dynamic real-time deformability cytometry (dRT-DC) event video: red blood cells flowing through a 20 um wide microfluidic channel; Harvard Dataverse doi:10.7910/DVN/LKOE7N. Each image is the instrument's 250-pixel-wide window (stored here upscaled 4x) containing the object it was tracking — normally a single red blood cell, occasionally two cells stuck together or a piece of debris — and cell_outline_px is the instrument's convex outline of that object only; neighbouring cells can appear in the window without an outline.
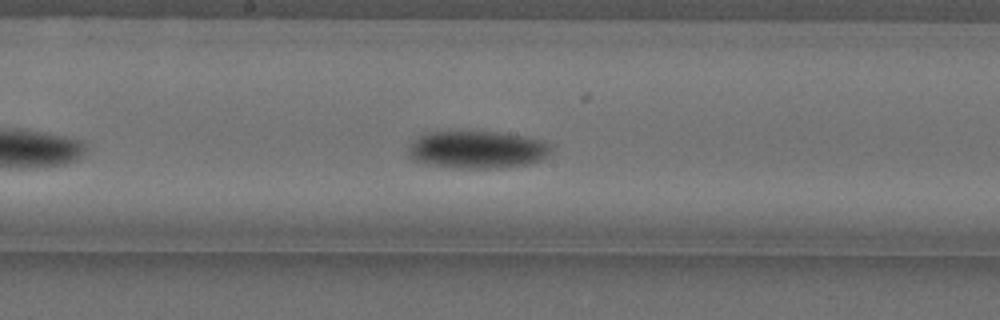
{"species": "Egyptian fruit bat (a non-hibernating species)", "species_latin": "Rousettus aegyptiacus", "temperature_condition": "cold", "stored_images_in_passage": 30, "camera_frame_rate_fps": 3000, "um_per_image_px": 0.085, "animal": {"sex": "female"}, "frame": {"image": 1, "passage_image": 12, "time_ms": 3.667, "image_size_px": [1000, 320], "cell_outline_px": [[548, 152], [540, 160], [528, 164], [492, 168], [460, 168], [428, 164], [416, 160], [408, 152], [408, 148], [420, 136], [428, 132], [456, 128], [460, 128], [504, 132], [544, 140], [548, 144]], "centroid_in_image_um": [40.53, 12.65], "position_along_channel_um": 207.7, "area_um2": 31.73}}
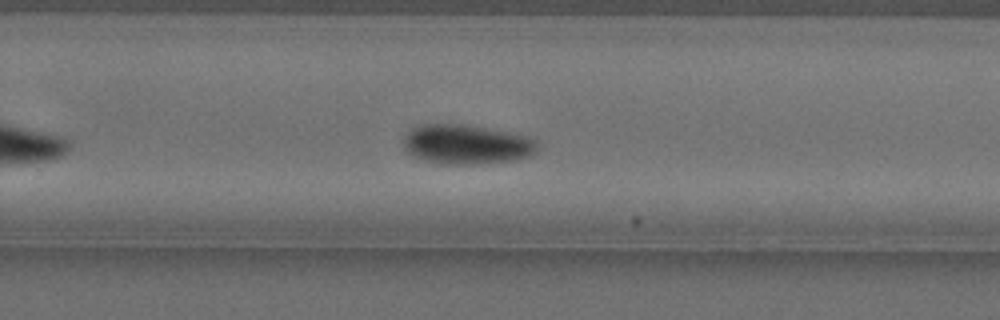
{"frame": {"image": 2, "passage_image": 19, "time_ms": 6.0, "image_size_px": [1000, 320], "cell_outline_px": [[536, 152], [528, 156], [516, 160], [480, 164], [444, 164], [412, 156], [404, 148], [404, 136], [412, 128], [424, 124], [464, 124], [528, 136], [536, 140]], "centroid_in_image_um": [39.65, 12.28], "position_along_channel_um": 290.1, "area_um2": 30.69}}
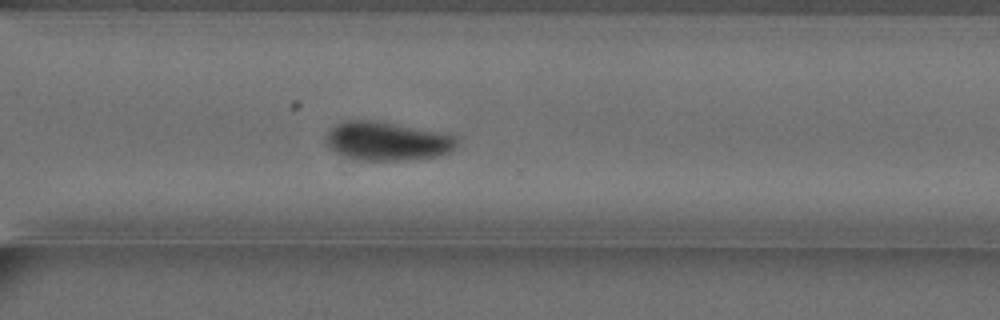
{"frame": {"image": 3, "passage_image": 23, "time_ms": 7.333, "image_size_px": [1000, 320], "cell_outline_px": [[460, 140], [456, 148], [448, 152], [436, 156], [408, 160], [360, 160], [344, 156], [328, 148], [324, 144], [324, 136], [336, 124], [344, 120], [376, 120], [440, 132], [456, 136]], "centroid_in_image_um": [32.88, 11.99], "position_along_channel_um": 337.7, "area_um2": 29.88}}